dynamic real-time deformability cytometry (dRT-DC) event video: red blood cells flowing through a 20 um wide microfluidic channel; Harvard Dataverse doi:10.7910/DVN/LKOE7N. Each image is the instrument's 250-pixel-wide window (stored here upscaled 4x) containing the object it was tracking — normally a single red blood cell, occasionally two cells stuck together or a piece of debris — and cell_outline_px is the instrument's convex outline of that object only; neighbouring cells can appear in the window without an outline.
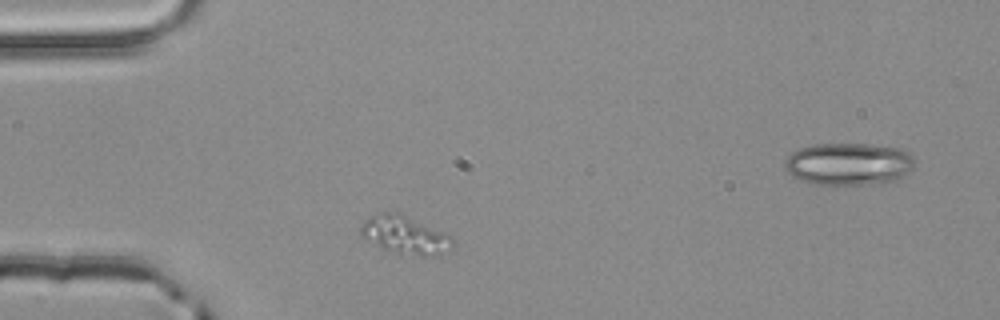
{"species": "common noctule bat (a hibernating species)", "species_latin": "Nyctalus noctula", "temperature_condition": "room temperature", "stored_images_in_passage": 2, "segment_of_instrument_passage": [1, 2], "camera_frame_rate_fps": 3000, "um_per_image_px": 0.085, "animal": {"sex": "male", "body_mass_g": 20.4}, "frame": {"image": 1, "passage_image": 1, "time_ms": 0.0, "image_size_px": [1000, 320], "cell_outline_px": [[456, 244], [432, 256], [420, 256], [396, 252], [380, 248], [364, 240], [360, 236], [360, 228], [364, 220], [368, 216], [384, 212], [396, 212], [444, 232], [452, 236], [456, 240]], "centroid_in_image_um": [34.37, 19.97], "position_along_channel_um": 50.6, "area_um2": 20.29}}